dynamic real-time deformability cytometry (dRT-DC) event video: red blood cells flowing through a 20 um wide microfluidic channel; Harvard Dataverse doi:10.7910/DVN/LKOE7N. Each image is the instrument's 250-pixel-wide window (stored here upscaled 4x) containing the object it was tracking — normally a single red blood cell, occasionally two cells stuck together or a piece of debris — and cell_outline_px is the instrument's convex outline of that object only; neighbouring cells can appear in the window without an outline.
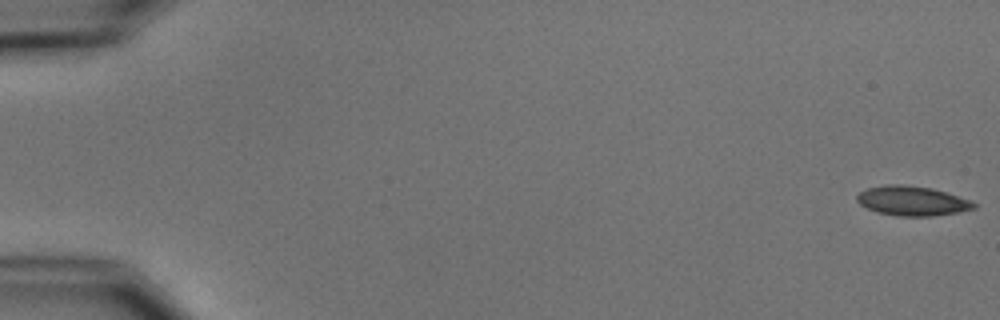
{"species": "common noctule bat (a hibernating species)", "species_latin": "Nyctalus noctula", "temperature_condition": "cold", "stored_images_in_passage": 5, "camera_frame_rate_fps": 3000, "um_per_image_px": 0.085, "animal": {"sex": "male", "body_mass_g": 15.6}, "frame": {"image": 1, "passage_image": 1, "time_ms": 0.0, "image_size_px": [1000, 320], "cell_outline_px": [[976, 208], [960, 212], [932, 216], [896, 216], [876, 212], [860, 204], [856, 200], [856, 196], [860, 192], [868, 188], [888, 184], [904, 184], [932, 188], [968, 200], [976, 204]], "centroid_in_image_um": [77.5, 17.08], "position_along_channel_um": 7.5, "area_um2": 20.06}}
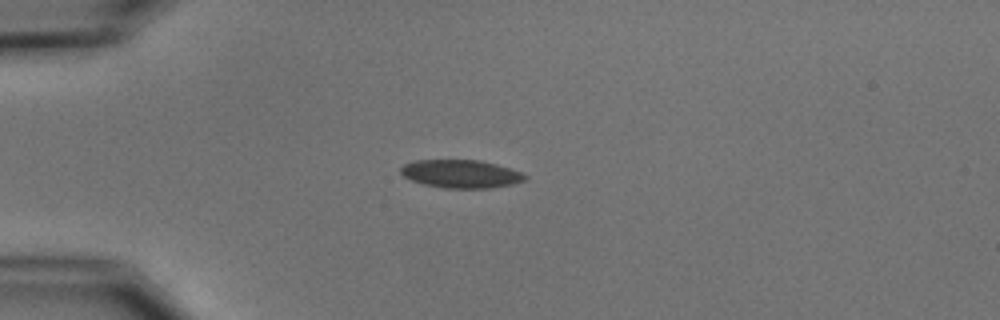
{"frame": {"image": 2, "passage_image": 5, "time_ms": 4.667, "image_size_px": [1000, 320], "cell_outline_px": [[528, 176], [524, 180], [512, 184], [492, 188], [444, 188], [424, 184], [412, 180], [404, 176], [400, 172], [400, 168], [404, 164], [416, 160], [480, 160], [496, 164], [524, 172]], "centroid_in_image_um": [39.21, 14.77], "position_along_channel_um": 45.8, "area_um2": 20.4}}